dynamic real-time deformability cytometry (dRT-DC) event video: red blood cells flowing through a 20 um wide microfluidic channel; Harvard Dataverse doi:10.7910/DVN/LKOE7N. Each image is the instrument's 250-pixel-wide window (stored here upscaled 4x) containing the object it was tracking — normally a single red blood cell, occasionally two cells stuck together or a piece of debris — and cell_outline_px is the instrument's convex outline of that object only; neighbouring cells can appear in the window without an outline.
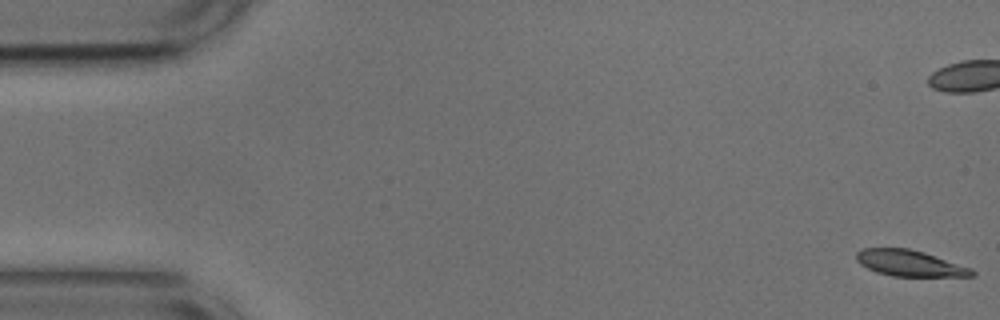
{"species": "common noctule bat (a hibernating species)", "species_latin": "Nyctalus noctula", "temperature_condition": "cold", "stored_images_in_passage": 55, "camera_frame_rate_fps": 3000, "um_per_image_px": 0.085, "animal": {"sex": "male", "body_mass_g": 17.9, "forearm_length_mm": 54.2}, "frame": {"image": 1, "passage_image": 1, "time_ms": 0.0, "image_size_px": [1000, 320], "cell_outline_px": [[976, 276], [892, 276], [876, 272], [860, 264], [856, 260], [856, 252], [864, 248], [908, 248], [924, 252], [972, 268], [976, 272]], "centroid_in_image_um": [77.33, 22.37], "position_along_channel_um": 7.7, "area_um2": 17.57}}
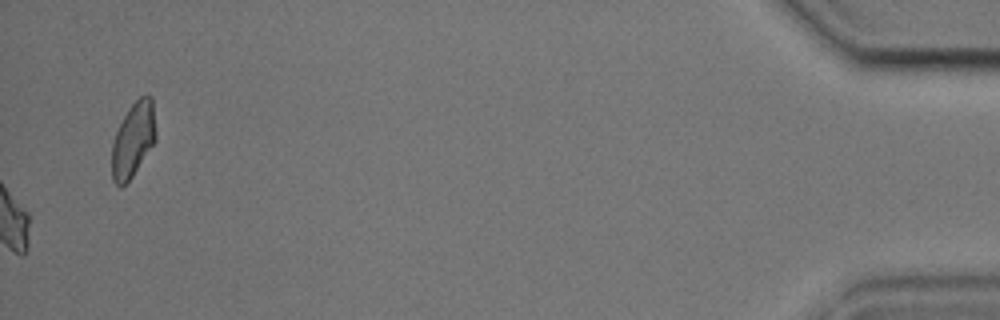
{"frame": {"image": 2, "passage_image": 55, "time_ms": 18.0, "image_size_px": [1000, 320], "cell_outline_px": [[156, 140], [132, 176], [120, 188], [112, 180], [112, 144], [116, 132], [128, 108], [140, 96], [152, 96], [156, 132]], "centroid_in_image_um": [11.32, 11.87], "position_along_channel_um": 423.9, "area_um2": 18.96}, "authors_computed_cell_mechanics": {"area_um2": 18.9584, "velocity_mm_per_s": 3.6852, "shape_relaxation_time_tau1_ms": 3.4192, "shape_relaxation_time_tau2_ms": null, "deformation_change_tau1": 0.1325, "deformation_change_tau2": null}}